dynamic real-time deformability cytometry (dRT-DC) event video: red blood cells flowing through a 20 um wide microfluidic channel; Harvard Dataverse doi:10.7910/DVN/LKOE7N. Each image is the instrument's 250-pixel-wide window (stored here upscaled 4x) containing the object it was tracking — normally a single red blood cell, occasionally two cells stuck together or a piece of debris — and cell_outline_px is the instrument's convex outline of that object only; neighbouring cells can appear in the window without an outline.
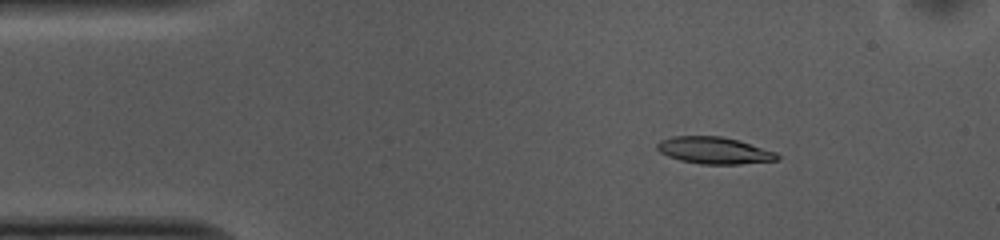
{"species": "common noctule bat (a hibernating species)", "species_latin": "Nyctalus noctula", "temperature_condition": "cold", "stored_images_in_passage": 48, "camera_frame_rate_fps": 3000, "um_per_image_px": 0.085, "animal": {"sex": "female", "body_mass_g": 10.0, "forearm_length_mm": 53.1}, "frame": {"image": 1, "passage_image": 3, "time_ms": 0.667, "image_size_px": [1000, 240], "cell_outline_px": [[780, 160], [740, 164], [700, 164], [680, 160], [668, 156], [660, 152], [656, 148], [656, 144], [660, 140], [672, 136], [720, 136], [740, 140], [776, 152], [780, 156]], "centroid_in_image_um": [60.72, 12.78], "position_along_channel_um": 24.3, "area_um2": 18.96}}
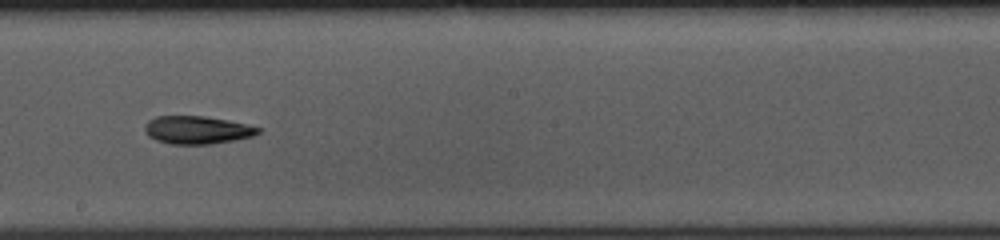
{"frame": {"image": 2, "passage_image": 24, "time_ms": 7.667, "image_size_px": [1000, 240], "cell_outline_px": [[260, 132], [252, 136], [236, 140], [212, 144], [168, 144], [156, 140], [148, 136], [144, 132], [144, 124], [148, 120], [156, 116], [204, 116], [228, 120], [260, 128]], "centroid_in_image_um": [16.7, 11.05], "position_along_channel_um": 231.5, "area_um2": 18.55}}
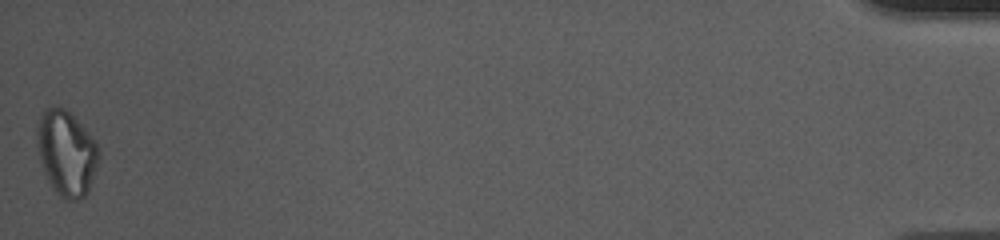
{"frame": {"image": 3, "passage_image": 48, "time_ms": 15.667, "image_size_px": [1000, 240], "cell_outline_px": [[100, 156], [88, 192], [84, 196], [76, 200], [64, 200], [52, 188], [44, 172], [40, 160], [36, 140], [36, 128], [40, 116], [48, 108], [64, 108], [84, 128], [96, 144], [100, 152]], "centroid_in_image_um": [5.63, 13.05], "position_along_channel_um": 429.6, "area_um2": 30.23}, "authors_computed_cell_mechanics": {"area_um2": 19.1896, "velocity_mm_per_s": 3.729, "shape_relaxation_time_tau1_ms": 5.0409, "shape_relaxation_time_tau2_ms": 6.1536, "deformation_change_tau1": 0.1664, "deformation_change_tau2": 0.1541}}